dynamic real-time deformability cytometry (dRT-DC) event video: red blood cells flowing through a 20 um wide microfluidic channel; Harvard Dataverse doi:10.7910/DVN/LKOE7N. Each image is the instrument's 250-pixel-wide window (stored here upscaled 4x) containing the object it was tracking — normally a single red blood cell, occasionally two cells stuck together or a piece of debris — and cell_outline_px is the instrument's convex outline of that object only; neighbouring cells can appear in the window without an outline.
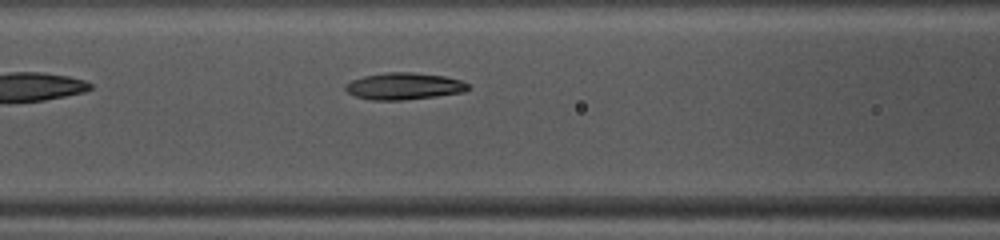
{"species": "common noctule bat (a hibernating species)", "species_latin": "Nyctalus noctula", "temperature_condition": "warm", "stored_images_in_passage": 38, "camera_frame_rate_fps": 3000, "um_per_image_px": 0.085, "animal": {"sex": "female", "body_mass_g": 10.0, "forearm_length_mm": 53.1}, "frame": {"image": 1, "passage_image": 10, "time_ms": 3.0, "image_size_px": [1000, 240], "cell_outline_px": [[468, 88], [464, 92], [436, 96], [404, 100], [372, 100], [356, 96], [348, 92], [344, 88], [344, 84], [352, 80], [364, 76], [388, 72], [412, 72], [444, 76], [460, 80], [468, 84]], "centroid_in_image_um": [34.32, 7.32], "position_along_channel_um": 132.3, "area_um2": 19.07}}
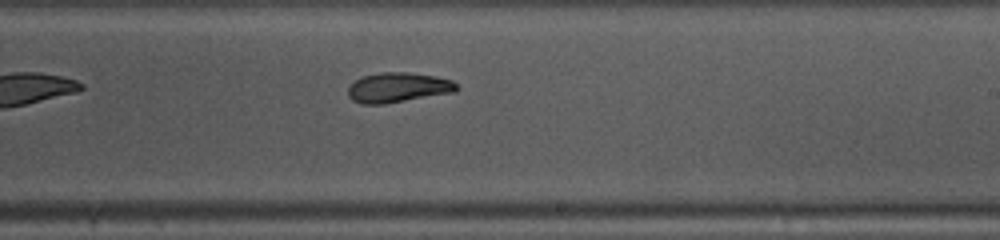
{"frame": {"image": 2, "passage_image": 19, "time_ms": 6.0, "image_size_px": [1000, 240], "cell_outline_px": [[460, 88], [456, 92], [384, 104], [360, 104], [352, 100], [348, 96], [348, 88], [360, 76], [380, 72], [408, 72], [436, 76], [452, 80]], "centroid_in_image_um": [33.84, 7.44], "position_along_channel_um": 255.2, "area_um2": 19.13}}
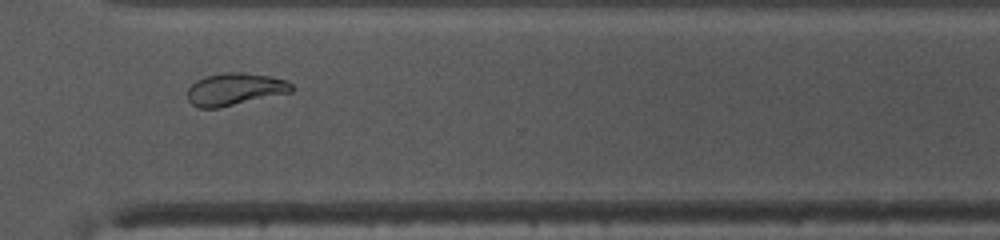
{"frame": {"image": 3, "passage_image": 26, "time_ms": 8.333, "image_size_px": [1000, 240], "cell_outline_px": [[292, 92], [220, 108], [200, 108], [192, 104], [188, 100], [188, 88], [196, 80], [208, 76], [228, 72], [244, 72], [268, 76], [288, 80], [292, 84]], "centroid_in_image_um": [19.98, 7.59], "position_along_channel_um": 350.6, "area_um2": 19.59}, "authors_computed_cell_mechanics": {"area_um2": 19.4786, "velocity_mm_per_s": 4.1039, "shape_relaxation_time_tau1_ms": 3.3557, "shape_relaxation_time_tau2_ms": 3.2616, "deformation_change_tau1": 0.1658, "deformation_change_tau2": 0.0926}}